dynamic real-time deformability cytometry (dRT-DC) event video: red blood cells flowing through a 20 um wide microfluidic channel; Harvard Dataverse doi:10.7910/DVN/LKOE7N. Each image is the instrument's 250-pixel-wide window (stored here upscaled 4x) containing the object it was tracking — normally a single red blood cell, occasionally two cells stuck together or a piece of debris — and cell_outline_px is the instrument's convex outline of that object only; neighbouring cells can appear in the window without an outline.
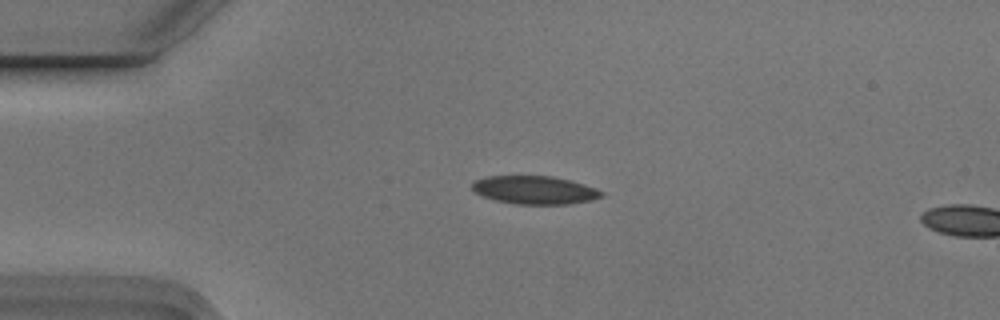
{"species": "Egyptian fruit bat (a non-hibernating species)", "species_latin": "Rousettus aegyptiacus", "temperature_condition": "cold", "stored_images_in_passage": 2, "camera_frame_rate_fps": 3000, "um_per_image_px": 0.085, "animal": {"sex": "male"}, "frame": {"image": 1, "passage_image": 1, "time_ms": 0.0, "image_size_px": [1000, 320], "cell_outline_px": [[604, 196], [592, 200], [568, 204], [516, 204], [496, 200], [484, 196], [476, 192], [472, 188], [472, 184], [476, 180], [488, 176], [552, 176], [572, 180], [596, 188], [604, 192]], "centroid_in_image_um": [45.51, 16.15], "position_along_channel_um": 39.5, "area_um2": 21.21}}